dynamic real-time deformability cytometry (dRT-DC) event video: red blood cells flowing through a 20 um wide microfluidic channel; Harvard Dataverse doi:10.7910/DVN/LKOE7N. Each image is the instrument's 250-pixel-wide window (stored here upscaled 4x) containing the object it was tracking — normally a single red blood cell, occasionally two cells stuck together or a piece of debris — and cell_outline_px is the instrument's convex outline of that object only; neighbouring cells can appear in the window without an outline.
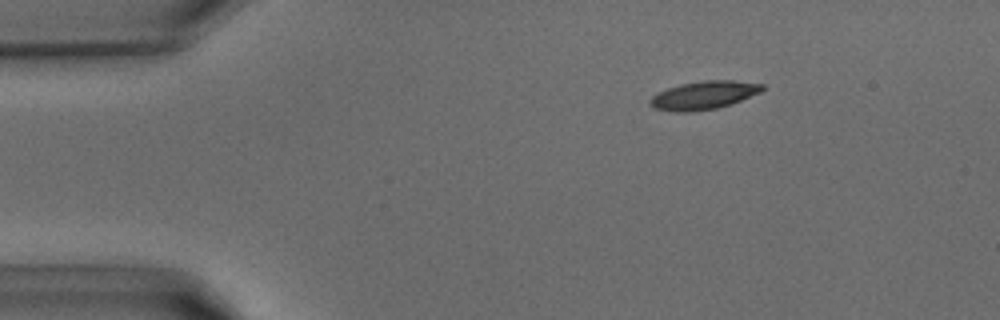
{"species": "common noctule bat (a hibernating species)", "species_latin": "Nyctalus noctula", "temperature_condition": "warm", "stored_images_in_passage": 36, "camera_frame_rate_fps": 3000, "um_per_image_px": 0.085, "animal": {"sex": "male", "body_mass_g": 15.6}, "frame": {"image": 1, "passage_image": 2, "time_ms": 0.333, "image_size_px": [1000, 320], "cell_outline_px": [[764, 88], [760, 92], [740, 100], [716, 108], [692, 112], [672, 112], [656, 108], [648, 104], [648, 100], [656, 92], [680, 84], [704, 80], [732, 80], [764, 84]], "centroid_in_image_um": [59.76, 8.09], "position_along_channel_um": 25.2, "area_um2": 18.44}}
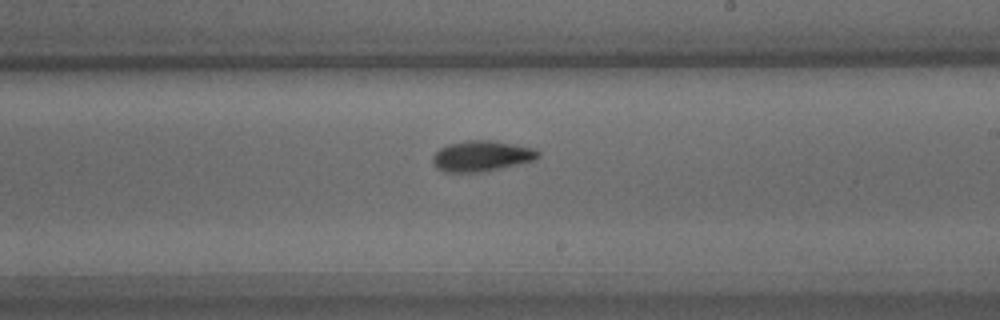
{"frame": {"image": 2, "passage_image": 19, "time_ms": 6.0, "image_size_px": [1000, 320], "cell_outline_px": [[540, 156], [536, 160], [500, 168], [480, 172], [444, 172], [436, 168], [432, 164], [432, 156], [440, 148], [448, 144], [468, 140], [488, 140], [512, 144], [532, 148], [540, 152]], "centroid_in_image_um": [40.9, 13.27], "position_along_channel_um": 248.1, "area_um2": 18.79}}
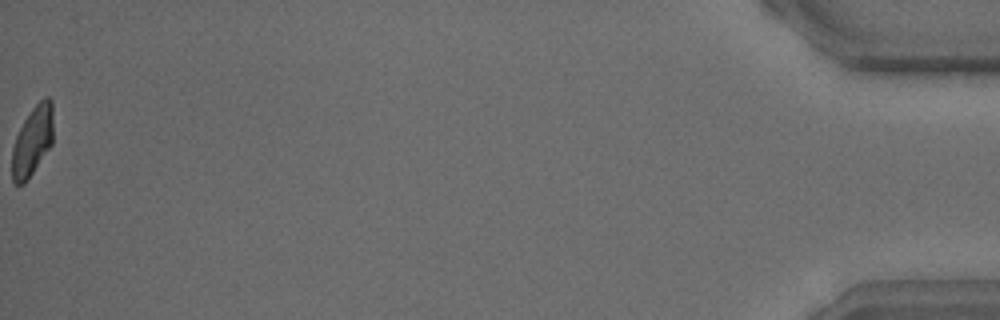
{"frame": {"image": 3, "passage_image": 36, "time_ms": 11.667, "image_size_px": [1000, 320], "cell_outline_px": [[52, 144], [24, 184], [16, 184], [12, 180], [12, 148], [16, 136], [24, 120], [32, 108], [44, 96], [48, 96], [52, 100]], "centroid_in_image_um": [2.75, 11.96], "position_along_channel_um": 432.4, "area_um2": 16.53}}